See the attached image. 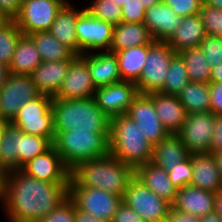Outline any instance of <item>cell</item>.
<instances>
[{"mask_svg":"<svg viewBox=\"0 0 222 222\" xmlns=\"http://www.w3.org/2000/svg\"><path fill=\"white\" fill-rule=\"evenodd\" d=\"M85 10L77 8L75 4L64 5L58 12L49 32L64 46L68 47L78 56V42L76 35V23L78 16Z\"/></svg>","mask_w":222,"mask_h":222,"instance_id":"d4e9b609","label":"cell"},{"mask_svg":"<svg viewBox=\"0 0 222 222\" xmlns=\"http://www.w3.org/2000/svg\"><path fill=\"white\" fill-rule=\"evenodd\" d=\"M54 138L24 133L20 137L18 169H21L25 163L34 159L37 155L49 150L53 146Z\"/></svg>","mask_w":222,"mask_h":222,"instance_id":"d590c367","label":"cell"},{"mask_svg":"<svg viewBox=\"0 0 222 222\" xmlns=\"http://www.w3.org/2000/svg\"><path fill=\"white\" fill-rule=\"evenodd\" d=\"M222 152V115H216L209 153L218 154Z\"/></svg>","mask_w":222,"mask_h":222,"instance_id":"7dc6e473","label":"cell"},{"mask_svg":"<svg viewBox=\"0 0 222 222\" xmlns=\"http://www.w3.org/2000/svg\"><path fill=\"white\" fill-rule=\"evenodd\" d=\"M120 7H122L125 3H127L130 0H114Z\"/></svg>","mask_w":222,"mask_h":222,"instance_id":"94428289","label":"cell"},{"mask_svg":"<svg viewBox=\"0 0 222 222\" xmlns=\"http://www.w3.org/2000/svg\"><path fill=\"white\" fill-rule=\"evenodd\" d=\"M215 117L212 112L187 114L184 125L176 134L190 154L209 153Z\"/></svg>","mask_w":222,"mask_h":222,"instance_id":"4fadbf2b","label":"cell"},{"mask_svg":"<svg viewBox=\"0 0 222 222\" xmlns=\"http://www.w3.org/2000/svg\"><path fill=\"white\" fill-rule=\"evenodd\" d=\"M165 77L164 86L159 92L166 95H178L190 82L185 62L179 53L173 55Z\"/></svg>","mask_w":222,"mask_h":222,"instance_id":"e575fe53","label":"cell"},{"mask_svg":"<svg viewBox=\"0 0 222 222\" xmlns=\"http://www.w3.org/2000/svg\"><path fill=\"white\" fill-rule=\"evenodd\" d=\"M154 103L159 120L169 133L176 134L186 121L187 112L177 95L160 92L147 94Z\"/></svg>","mask_w":222,"mask_h":222,"instance_id":"603a6c76","label":"cell"},{"mask_svg":"<svg viewBox=\"0 0 222 222\" xmlns=\"http://www.w3.org/2000/svg\"><path fill=\"white\" fill-rule=\"evenodd\" d=\"M154 41L148 28L142 23H127L121 21L114 25L113 41L109 51L117 53L134 46L151 44Z\"/></svg>","mask_w":222,"mask_h":222,"instance_id":"4316f807","label":"cell"},{"mask_svg":"<svg viewBox=\"0 0 222 222\" xmlns=\"http://www.w3.org/2000/svg\"><path fill=\"white\" fill-rule=\"evenodd\" d=\"M122 201L137 212L144 222L168 221L171 204L158 197L136 177L129 182Z\"/></svg>","mask_w":222,"mask_h":222,"instance_id":"ba28073f","label":"cell"},{"mask_svg":"<svg viewBox=\"0 0 222 222\" xmlns=\"http://www.w3.org/2000/svg\"><path fill=\"white\" fill-rule=\"evenodd\" d=\"M121 21L127 23H142L145 21L146 8L141 0H130L122 7Z\"/></svg>","mask_w":222,"mask_h":222,"instance_id":"ee69618b","label":"cell"},{"mask_svg":"<svg viewBox=\"0 0 222 222\" xmlns=\"http://www.w3.org/2000/svg\"><path fill=\"white\" fill-rule=\"evenodd\" d=\"M60 2H62L64 5H72L71 2H69L70 0H59Z\"/></svg>","mask_w":222,"mask_h":222,"instance_id":"be15d7a7","label":"cell"},{"mask_svg":"<svg viewBox=\"0 0 222 222\" xmlns=\"http://www.w3.org/2000/svg\"><path fill=\"white\" fill-rule=\"evenodd\" d=\"M109 151L119 161L136 170L152 160L153 145L127 114L111 119Z\"/></svg>","mask_w":222,"mask_h":222,"instance_id":"277c9868","label":"cell"},{"mask_svg":"<svg viewBox=\"0 0 222 222\" xmlns=\"http://www.w3.org/2000/svg\"><path fill=\"white\" fill-rule=\"evenodd\" d=\"M75 205L67 198L56 209L38 222H75Z\"/></svg>","mask_w":222,"mask_h":222,"instance_id":"7bdbcfd3","label":"cell"},{"mask_svg":"<svg viewBox=\"0 0 222 222\" xmlns=\"http://www.w3.org/2000/svg\"><path fill=\"white\" fill-rule=\"evenodd\" d=\"M199 15L206 35L222 38V9L202 4Z\"/></svg>","mask_w":222,"mask_h":222,"instance_id":"f35d334b","label":"cell"},{"mask_svg":"<svg viewBox=\"0 0 222 222\" xmlns=\"http://www.w3.org/2000/svg\"><path fill=\"white\" fill-rule=\"evenodd\" d=\"M0 122H7V121L0 115Z\"/></svg>","mask_w":222,"mask_h":222,"instance_id":"03108f58","label":"cell"},{"mask_svg":"<svg viewBox=\"0 0 222 222\" xmlns=\"http://www.w3.org/2000/svg\"><path fill=\"white\" fill-rule=\"evenodd\" d=\"M135 170L112 154L89 159L71 170L68 188H100L123 198Z\"/></svg>","mask_w":222,"mask_h":222,"instance_id":"7a4b0ae2","label":"cell"},{"mask_svg":"<svg viewBox=\"0 0 222 222\" xmlns=\"http://www.w3.org/2000/svg\"><path fill=\"white\" fill-rule=\"evenodd\" d=\"M53 146L65 165L73 170L79 163L106 156L109 151V133L55 132Z\"/></svg>","mask_w":222,"mask_h":222,"instance_id":"5b68a950","label":"cell"},{"mask_svg":"<svg viewBox=\"0 0 222 222\" xmlns=\"http://www.w3.org/2000/svg\"><path fill=\"white\" fill-rule=\"evenodd\" d=\"M23 134L24 132L11 122L5 124L0 141V168L4 172L18 169L20 137Z\"/></svg>","mask_w":222,"mask_h":222,"instance_id":"4dcf8cb0","label":"cell"},{"mask_svg":"<svg viewBox=\"0 0 222 222\" xmlns=\"http://www.w3.org/2000/svg\"><path fill=\"white\" fill-rule=\"evenodd\" d=\"M23 0H0V13L7 20H14L20 13Z\"/></svg>","mask_w":222,"mask_h":222,"instance_id":"c3c4849f","label":"cell"},{"mask_svg":"<svg viewBox=\"0 0 222 222\" xmlns=\"http://www.w3.org/2000/svg\"><path fill=\"white\" fill-rule=\"evenodd\" d=\"M190 153L177 134L170 133L167 137L153 145L152 160L155 165L167 172L175 164L185 160Z\"/></svg>","mask_w":222,"mask_h":222,"instance_id":"83f0119b","label":"cell"},{"mask_svg":"<svg viewBox=\"0 0 222 222\" xmlns=\"http://www.w3.org/2000/svg\"><path fill=\"white\" fill-rule=\"evenodd\" d=\"M179 54L185 62L190 82L210 83L211 67L200 47L187 48Z\"/></svg>","mask_w":222,"mask_h":222,"instance_id":"836d02e7","label":"cell"},{"mask_svg":"<svg viewBox=\"0 0 222 222\" xmlns=\"http://www.w3.org/2000/svg\"><path fill=\"white\" fill-rule=\"evenodd\" d=\"M40 95L31 76L11 73L0 90V115L11 122L21 107Z\"/></svg>","mask_w":222,"mask_h":222,"instance_id":"8fae6325","label":"cell"},{"mask_svg":"<svg viewBox=\"0 0 222 222\" xmlns=\"http://www.w3.org/2000/svg\"><path fill=\"white\" fill-rule=\"evenodd\" d=\"M210 88V112L214 115H222V83H209Z\"/></svg>","mask_w":222,"mask_h":222,"instance_id":"bcb514c9","label":"cell"},{"mask_svg":"<svg viewBox=\"0 0 222 222\" xmlns=\"http://www.w3.org/2000/svg\"><path fill=\"white\" fill-rule=\"evenodd\" d=\"M143 6L148 9L151 8L153 5H156L161 2V0H141Z\"/></svg>","mask_w":222,"mask_h":222,"instance_id":"680465c9","label":"cell"},{"mask_svg":"<svg viewBox=\"0 0 222 222\" xmlns=\"http://www.w3.org/2000/svg\"><path fill=\"white\" fill-rule=\"evenodd\" d=\"M5 172L0 168V207L4 200Z\"/></svg>","mask_w":222,"mask_h":222,"instance_id":"9f6ffc18","label":"cell"},{"mask_svg":"<svg viewBox=\"0 0 222 222\" xmlns=\"http://www.w3.org/2000/svg\"><path fill=\"white\" fill-rule=\"evenodd\" d=\"M206 37L204 25L199 14L182 17L181 23L170 39L168 45L176 52L199 47L201 42Z\"/></svg>","mask_w":222,"mask_h":222,"instance_id":"484cf974","label":"cell"},{"mask_svg":"<svg viewBox=\"0 0 222 222\" xmlns=\"http://www.w3.org/2000/svg\"><path fill=\"white\" fill-rule=\"evenodd\" d=\"M167 222H201V220L199 216L182 212L171 205Z\"/></svg>","mask_w":222,"mask_h":222,"instance_id":"681fc988","label":"cell"},{"mask_svg":"<svg viewBox=\"0 0 222 222\" xmlns=\"http://www.w3.org/2000/svg\"><path fill=\"white\" fill-rule=\"evenodd\" d=\"M214 211L222 218V189L216 193Z\"/></svg>","mask_w":222,"mask_h":222,"instance_id":"11a10c76","label":"cell"},{"mask_svg":"<svg viewBox=\"0 0 222 222\" xmlns=\"http://www.w3.org/2000/svg\"><path fill=\"white\" fill-rule=\"evenodd\" d=\"M216 159H217V163H218V167H219V171L221 174V178H222V152L215 154Z\"/></svg>","mask_w":222,"mask_h":222,"instance_id":"91938a15","label":"cell"},{"mask_svg":"<svg viewBox=\"0 0 222 222\" xmlns=\"http://www.w3.org/2000/svg\"><path fill=\"white\" fill-rule=\"evenodd\" d=\"M216 193L186 185L177 191L172 206L182 212L196 216H205L214 212Z\"/></svg>","mask_w":222,"mask_h":222,"instance_id":"7402d4cb","label":"cell"},{"mask_svg":"<svg viewBox=\"0 0 222 222\" xmlns=\"http://www.w3.org/2000/svg\"><path fill=\"white\" fill-rule=\"evenodd\" d=\"M42 62L39 51L29 35L22 34L17 41L13 58L9 66L10 72L16 75H28Z\"/></svg>","mask_w":222,"mask_h":222,"instance_id":"f1b7e54d","label":"cell"},{"mask_svg":"<svg viewBox=\"0 0 222 222\" xmlns=\"http://www.w3.org/2000/svg\"><path fill=\"white\" fill-rule=\"evenodd\" d=\"M63 6L59 0H23L20 13L14 21L24 35L49 31Z\"/></svg>","mask_w":222,"mask_h":222,"instance_id":"30bf717a","label":"cell"},{"mask_svg":"<svg viewBox=\"0 0 222 222\" xmlns=\"http://www.w3.org/2000/svg\"><path fill=\"white\" fill-rule=\"evenodd\" d=\"M172 185L180 190L182 187L191 184L192 179V162L190 155L179 164H175L168 171Z\"/></svg>","mask_w":222,"mask_h":222,"instance_id":"ab89813d","label":"cell"},{"mask_svg":"<svg viewBox=\"0 0 222 222\" xmlns=\"http://www.w3.org/2000/svg\"><path fill=\"white\" fill-rule=\"evenodd\" d=\"M6 21L7 19L0 13V26Z\"/></svg>","mask_w":222,"mask_h":222,"instance_id":"6125c7cd","label":"cell"},{"mask_svg":"<svg viewBox=\"0 0 222 222\" xmlns=\"http://www.w3.org/2000/svg\"><path fill=\"white\" fill-rule=\"evenodd\" d=\"M138 95L134 82L121 81L96 88L94 99L99 108L112 119L127 114L130 105Z\"/></svg>","mask_w":222,"mask_h":222,"instance_id":"5bb4252c","label":"cell"},{"mask_svg":"<svg viewBox=\"0 0 222 222\" xmlns=\"http://www.w3.org/2000/svg\"><path fill=\"white\" fill-rule=\"evenodd\" d=\"M21 170L37 180L56 184H69L71 178V170L65 165L54 146L29 160Z\"/></svg>","mask_w":222,"mask_h":222,"instance_id":"9a60e30c","label":"cell"},{"mask_svg":"<svg viewBox=\"0 0 222 222\" xmlns=\"http://www.w3.org/2000/svg\"><path fill=\"white\" fill-rule=\"evenodd\" d=\"M201 222H222V218L214 211L200 217Z\"/></svg>","mask_w":222,"mask_h":222,"instance_id":"db71d44e","label":"cell"},{"mask_svg":"<svg viewBox=\"0 0 222 222\" xmlns=\"http://www.w3.org/2000/svg\"><path fill=\"white\" fill-rule=\"evenodd\" d=\"M29 36L33 39L42 62L63 61L77 57V55L60 43L49 31L35 32Z\"/></svg>","mask_w":222,"mask_h":222,"instance_id":"1f68e13d","label":"cell"},{"mask_svg":"<svg viewBox=\"0 0 222 222\" xmlns=\"http://www.w3.org/2000/svg\"><path fill=\"white\" fill-rule=\"evenodd\" d=\"M187 114L210 112L209 83L189 82L177 95Z\"/></svg>","mask_w":222,"mask_h":222,"instance_id":"d6a6232c","label":"cell"},{"mask_svg":"<svg viewBox=\"0 0 222 222\" xmlns=\"http://www.w3.org/2000/svg\"><path fill=\"white\" fill-rule=\"evenodd\" d=\"M85 9L95 18L116 25L121 22L122 8L114 0H91Z\"/></svg>","mask_w":222,"mask_h":222,"instance_id":"74e56055","label":"cell"},{"mask_svg":"<svg viewBox=\"0 0 222 222\" xmlns=\"http://www.w3.org/2000/svg\"><path fill=\"white\" fill-rule=\"evenodd\" d=\"M11 74L9 66L4 63H0V90L6 83L9 75Z\"/></svg>","mask_w":222,"mask_h":222,"instance_id":"f5cc1de1","label":"cell"},{"mask_svg":"<svg viewBox=\"0 0 222 222\" xmlns=\"http://www.w3.org/2000/svg\"><path fill=\"white\" fill-rule=\"evenodd\" d=\"M168 5L179 17L199 14L203 0H161Z\"/></svg>","mask_w":222,"mask_h":222,"instance_id":"b9f144b4","label":"cell"},{"mask_svg":"<svg viewBox=\"0 0 222 222\" xmlns=\"http://www.w3.org/2000/svg\"><path fill=\"white\" fill-rule=\"evenodd\" d=\"M135 177L158 197L171 205L175 202L178 189L172 185L164 168L148 162L135 170Z\"/></svg>","mask_w":222,"mask_h":222,"instance_id":"cb8c5ba5","label":"cell"},{"mask_svg":"<svg viewBox=\"0 0 222 222\" xmlns=\"http://www.w3.org/2000/svg\"><path fill=\"white\" fill-rule=\"evenodd\" d=\"M68 198L76 208L110 221L122 202V197L100 188H68Z\"/></svg>","mask_w":222,"mask_h":222,"instance_id":"7c38bea8","label":"cell"},{"mask_svg":"<svg viewBox=\"0 0 222 222\" xmlns=\"http://www.w3.org/2000/svg\"><path fill=\"white\" fill-rule=\"evenodd\" d=\"M6 123H7V122H0V131L3 130V128H4V126H5Z\"/></svg>","mask_w":222,"mask_h":222,"instance_id":"e7e4bbea","label":"cell"},{"mask_svg":"<svg viewBox=\"0 0 222 222\" xmlns=\"http://www.w3.org/2000/svg\"><path fill=\"white\" fill-rule=\"evenodd\" d=\"M87 63L92 82L96 88L122 81L118 70L117 56L111 51H97L81 54Z\"/></svg>","mask_w":222,"mask_h":222,"instance_id":"ac0fdd59","label":"cell"},{"mask_svg":"<svg viewBox=\"0 0 222 222\" xmlns=\"http://www.w3.org/2000/svg\"><path fill=\"white\" fill-rule=\"evenodd\" d=\"M176 52L167 42L153 41L139 80L135 83L139 94L159 92L164 86L170 61Z\"/></svg>","mask_w":222,"mask_h":222,"instance_id":"52a82bcc","label":"cell"},{"mask_svg":"<svg viewBox=\"0 0 222 222\" xmlns=\"http://www.w3.org/2000/svg\"><path fill=\"white\" fill-rule=\"evenodd\" d=\"M192 162L191 184L200 189L217 193L222 189V178L216 156L212 153L190 154Z\"/></svg>","mask_w":222,"mask_h":222,"instance_id":"d6986e66","label":"cell"},{"mask_svg":"<svg viewBox=\"0 0 222 222\" xmlns=\"http://www.w3.org/2000/svg\"><path fill=\"white\" fill-rule=\"evenodd\" d=\"M149 51V44L134 46L116 54L122 81L136 83L142 73Z\"/></svg>","mask_w":222,"mask_h":222,"instance_id":"f546056e","label":"cell"},{"mask_svg":"<svg viewBox=\"0 0 222 222\" xmlns=\"http://www.w3.org/2000/svg\"><path fill=\"white\" fill-rule=\"evenodd\" d=\"M75 222H112L110 220H102L93 215L75 207Z\"/></svg>","mask_w":222,"mask_h":222,"instance_id":"f907efd6","label":"cell"},{"mask_svg":"<svg viewBox=\"0 0 222 222\" xmlns=\"http://www.w3.org/2000/svg\"><path fill=\"white\" fill-rule=\"evenodd\" d=\"M127 115L136 122L140 131L152 145L170 134L159 120L153 100L147 94H139L134 99Z\"/></svg>","mask_w":222,"mask_h":222,"instance_id":"2e32d148","label":"cell"},{"mask_svg":"<svg viewBox=\"0 0 222 222\" xmlns=\"http://www.w3.org/2000/svg\"><path fill=\"white\" fill-rule=\"evenodd\" d=\"M112 222H144V220L122 201L114 214Z\"/></svg>","mask_w":222,"mask_h":222,"instance_id":"f6af8a7d","label":"cell"},{"mask_svg":"<svg viewBox=\"0 0 222 222\" xmlns=\"http://www.w3.org/2000/svg\"><path fill=\"white\" fill-rule=\"evenodd\" d=\"M199 47L202 49L211 68L222 64L221 37L206 35Z\"/></svg>","mask_w":222,"mask_h":222,"instance_id":"60d3db41","label":"cell"},{"mask_svg":"<svg viewBox=\"0 0 222 222\" xmlns=\"http://www.w3.org/2000/svg\"><path fill=\"white\" fill-rule=\"evenodd\" d=\"M22 34L14 20H7L0 26V63L10 66L15 46Z\"/></svg>","mask_w":222,"mask_h":222,"instance_id":"8d00e7d4","label":"cell"},{"mask_svg":"<svg viewBox=\"0 0 222 222\" xmlns=\"http://www.w3.org/2000/svg\"><path fill=\"white\" fill-rule=\"evenodd\" d=\"M68 186L37 180L21 169L5 172L2 208L7 222H38L68 198Z\"/></svg>","mask_w":222,"mask_h":222,"instance_id":"6da1fadb","label":"cell"},{"mask_svg":"<svg viewBox=\"0 0 222 222\" xmlns=\"http://www.w3.org/2000/svg\"><path fill=\"white\" fill-rule=\"evenodd\" d=\"M52 99L53 97L49 95L41 94L27 102L20 108L11 123L26 134L55 137Z\"/></svg>","mask_w":222,"mask_h":222,"instance_id":"8992f818","label":"cell"},{"mask_svg":"<svg viewBox=\"0 0 222 222\" xmlns=\"http://www.w3.org/2000/svg\"><path fill=\"white\" fill-rule=\"evenodd\" d=\"M73 60L41 62L30 75L37 90L41 94L54 97L59 91Z\"/></svg>","mask_w":222,"mask_h":222,"instance_id":"44dd1931","label":"cell"},{"mask_svg":"<svg viewBox=\"0 0 222 222\" xmlns=\"http://www.w3.org/2000/svg\"><path fill=\"white\" fill-rule=\"evenodd\" d=\"M114 25L93 17L86 9L78 16L76 35L78 56L84 53L109 51Z\"/></svg>","mask_w":222,"mask_h":222,"instance_id":"9c48e42d","label":"cell"},{"mask_svg":"<svg viewBox=\"0 0 222 222\" xmlns=\"http://www.w3.org/2000/svg\"><path fill=\"white\" fill-rule=\"evenodd\" d=\"M203 4L222 9V0H203Z\"/></svg>","mask_w":222,"mask_h":222,"instance_id":"6f0895ef","label":"cell"},{"mask_svg":"<svg viewBox=\"0 0 222 222\" xmlns=\"http://www.w3.org/2000/svg\"><path fill=\"white\" fill-rule=\"evenodd\" d=\"M180 23L181 17L162 1L146 9L144 24L155 41L167 42Z\"/></svg>","mask_w":222,"mask_h":222,"instance_id":"ffe728a7","label":"cell"},{"mask_svg":"<svg viewBox=\"0 0 222 222\" xmlns=\"http://www.w3.org/2000/svg\"><path fill=\"white\" fill-rule=\"evenodd\" d=\"M210 82L222 83V64L211 68Z\"/></svg>","mask_w":222,"mask_h":222,"instance_id":"816d5d0a","label":"cell"},{"mask_svg":"<svg viewBox=\"0 0 222 222\" xmlns=\"http://www.w3.org/2000/svg\"><path fill=\"white\" fill-rule=\"evenodd\" d=\"M94 86L87 63L77 56L69 66L62 85L53 98L87 99L94 97Z\"/></svg>","mask_w":222,"mask_h":222,"instance_id":"e0dca14e","label":"cell"},{"mask_svg":"<svg viewBox=\"0 0 222 222\" xmlns=\"http://www.w3.org/2000/svg\"><path fill=\"white\" fill-rule=\"evenodd\" d=\"M55 132L109 133L111 119L99 108L94 97L52 99Z\"/></svg>","mask_w":222,"mask_h":222,"instance_id":"3957f363","label":"cell"}]
</instances>
